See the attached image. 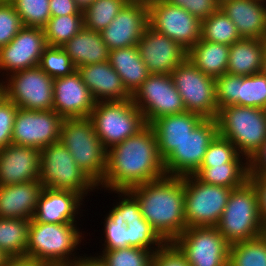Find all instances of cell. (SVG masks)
Wrapping results in <instances>:
<instances>
[{"label": "cell", "instance_id": "cell-1", "mask_svg": "<svg viewBox=\"0 0 266 266\" xmlns=\"http://www.w3.org/2000/svg\"><path fill=\"white\" fill-rule=\"evenodd\" d=\"M165 175L155 132L147 124L134 136L107 150L106 171L98 186L111 192L128 190Z\"/></svg>", "mask_w": 266, "mask_h": 266}, {"label": "cell", "instance_id": "cell-2", "mask_svg": "<svg viewBox=\"0 0 266 266\" xmlns=\"http://www.w3.org/2000/svg\"><path fill=\"white\" fill-rule=\"evenodd\" d=\"M128 191L137 199L143 218L165 242H173L187 228L184 176L165 175Z\"/></svg>", "mask_w": 266, "mask_h": 266}, {"label": "cell", "instance_id": "cell-3", "mask_svg": "<svg viewBox=\"0 0 266 266\" xmlns=\"http://www.w3.org/2000/svg\"><path fill=\"white\" fill-rule=\"evenodd\" d=\"M113 192L121 198L104 219L103 249L137 247L155 253L165 241L143 218L137 199L128 190Z\"/></svg>", "mask_w": 266, "mask_h": 266}, {"label": "cell", "instance_id": "cell-4", "mask_svg": "<svg viewBox=\"0 0 266 266\" xmlns=\"http://www.w3.org/2000/svg\"><path fill=\"white\" fill-rule=\"evenodd\" d=\"M59 141L68 149L79 168L98 187L106 171L107 150L96 135L90 118L64 119Z\"/></svg>", "mask_w": 266, "mask_h": 266}, {"label": "cell", "instance_id": "cell-5", "mask_svg": "<svg viewBox=\"0 0 266 266\" xmlns=\"http://www.w3.org/2000/svg\"><path fill=\"white\" fill-rule=\"evenodd\" d=\"M218 135L230 140L248 161L266 140V111L231 105L218 110Z\"/></svg>", "mask_w": 266, "mask_h": 266}, {"label": "cell", "instance_id": "cell-6", "mask_svg": "<svg viewBox=\"0 0 266 266\" xmlns=\"http://www.w3.org/2000/svg\"><path fill=\"white\" fill-rule=\"evenodd\" d=\"M82 235L77 223H39L32 218L26 256L47 264L73 263L79 258L75 250Z\"/></svg>", "mask_w": 266, "mask_h": 266}, {"label": "cell", "instance_id": "cell-7", "mask_svg": "<svg viewBox=\"0 0 266 266\" xmlns=\"http://www.w3.org/2000/svg\"><path fill=\"white\" fill-rule=\"evenodd\" d=\"M216 227L230 245L262 234L265 227L259 213L258 194L249 180L243 186L232 189Z\"/></svg>", "mask_w": 266, "mask_h": 266}, {"label": "cell", "instance_id": "cell-8", "mask_svg": "<svg viewBox=\"0 0 266 266\" xmlns=\"http://www.w3.org/2000/svg\"><path fill=\"white\" fill-rule=\"evenodd\" d=\"M89 118L106 150L134 136L147 125L131 99L98 101Z\"/></svg>", "mask_w": 266, "mask_h": 266}, {"label": "cell", "instance_id": "cell-9", "mask_svg": "<svg viewBox=\"0 0 266 266\" xmlns=\"http://www.w3.org/2000/svg\"><path fill=\"white\" fill-rule=\"evenodd\" d=\"M39 181L44 187L70 190L83 198L97 185L79 168L68 149L59 141L41 150Z\"/></svg>", "mask_w": 266, "mask_h": 266}, {"label": "cell", "instance_id": "cell-10", "mask_svg": "<svg viewBox=\"0 0 266 266\" xmlns=\"http://www.w3.org/2000/svg\"><path fill=\"white\" fill-rule=\"evenodd\" d=\"M232 189L201 182L195 175L184 176V218L187 227H216Z\"/></svg>", "mask_w": 266, "mask_h": 266}, {"label": "cell", "instance_id": "cell-11", "mask_svg": "<svg viewBox=\"0 0 266 266\" xmlns=\"http://www.w3.org/2000/svg\"><path fill=\"white\" fill-rule=\"evenodd\" d=\"M174 86L182 97L186 111L200 115L203 119H216L215 79L196 68L188 58L170 73Z\"/></svg>", "mask_w": 266, "mask_h": 266}, {"label": "cell", "instance_id": "cell-12", "mask_svg": "<svg viewBox=\"0 0 266 266\" xmlns=\"http://www.w3.org/2000/svg\"><path fill=\"white\" fill-rule=\"evenodd\" d=\"M131 100L142 112L148 125L162 116L186 112L170 74H150L131 96Z\"/></svg>", "mask_w": 266, "mask_h": 266}, {"label": "cell", "instance_id": "cell-13", "mask_svg": "<svg viewBox=\"0 0 266 266\" xmlns=\"http://www.w3.org/2000/svg\"><path fill=\"white\" fill-rule=\"evenodd\" d=\"M173 243L190 266H228L230 244L217 227H187Z\"/></svg>", "mask_w": 266, "mask_h": 266}, {"label": "cell", "instance_id": "cell-14", "mask_svg": "<svg viewBox=\"0 0 266 266\" xmlns=\"http://www.w3.org/2000/svg\"><path fill=\"white\" fill-rule=\"evenodd\" d=\"M4 80L5 96L18 108L52 110L53 78L39 66L14 72Z\"/></svg>", "mask_w": 266, "mask_h": 266}, {"label": "cell", "instance_id": "cell-15", "mask_svg": "<svg viewBox=\"0 0 266 266\" xmlns=\"http://www.w3.org/2000/svg\"><path fill=\"white\" fill-rule=\"evenodd\" d=\"M148 24L187 52L201 38V20L185 9L158 0L148 5Z\"/></svg>", "mask_w": 266, "mask_h": 266}, {"label": "cell", "instance_id": "cell-16", "mask_svg": "<svg viewBox=\"0 0 266 266\" xmlns=\"http://www.w3.org/2000/svg\"><path fill=\"white\" fill-rule=\"evenodd\" d=\"M218 135L216 119H203L163 160L167 176L194 174L201 166L209 144Z\"/></svg>", "mask_w": 266, "mask_h": 266}, {"label": "cell", "instance_id": "cell-17", "mask_svg": "<svg viewBox=\"0 0 266 266\" xmlns=\"http://www.w3.org/2000/svg\"><path fill=\"white\" fill-rule=\"evenodd\" d=\"M64 118L52 110L18 108L13 126L12 144L42 150L59 142Z\"/></svg>", "mask_w": 266, "mask_h": 266}, {"label": "cell", "instance_id": "cell-18", "mask_svg": "<svg viewBox=\"0 0 266 266\" xmlns=\"http://www.w3.org/2000/svg\"><path fill=\"white\" fill-rule=\"evenodd\" d=\"M218 109L231 105L266 109V75L249 76L228 73L215 79Z\"/></svg>", "mask_w": 266, "mask_h": 266}, {"label": "cell", "instance_id": "cell-19", "mask_svg": "<svg viewBox=\"0 0 266 266\" xmlns=\"http://www.w3.org/2000/svg\"><path fill=\"white\" fill-rule=\"evenodd\" d=\"M43 28L23 27L9 44L0 48V73H10L37 67L47 47ZM9 71V72H8Z\"/></svg>", "mask_w": 266, "mask_h": 266}, {"label": "cell", "instance_id": "cell-20", "mask_svg": "<svg viewBox=\"0 0 266 266\" xmlns=\"http://www.w3.org/2000/svg\"><path fill=\"white\" fill-rule=\"evenodd\" d=\"M136 47L150 74H170L187 58L184 48L149 25Z\"/></svg>", "mask_w": 266, "mask_h": 266}, {"label": "cell", "instance_id": "cell-21", "mask_svg": "<svg viewBox=\"0 0 266 266\" xmlns=\"http://www.w3.org/2000/svg\"><path fill=\"white\" fill-rule=\"evenodd\" d=\"M148 25V5L127 2L100 34L109 50L137 46Z\"/></svg>", "mask_w": 266, "mask_h": 266}, {"label": "cell", "instance_id": "cell-22", "mask_svg": "<svg viewBox=\"0 0 266 266\" xmlns=\"http://www.w3.org/2000/svg\"><path fill=\"white\" fill-rule=\"evenodd\" d=\"M95 104L96 101L77 70L53 79L52 109L64 119L89 117Z\"/></svg>", "mask_w": 266, "mask_h": 266}, {"label": "cell", "instance_id": "cell-23", "mask_svg": "<svg viewBox=\"0 0 266 266\" xmlns=\"http://www.w3.org/2000/svg\"><path fill=\"white\" fill-rule=\"evenodd\" d=\"M41 150L9 144L0 150V186L39 180Z\"/></svg>", "mask_w": 266, "mask_h": 266}, {"label": "cell", "instance_id": "cell-24", "mask_svg": "<svg viewBox=\"0 0 266 266\" xmlns=\"http://www.w3.org/2000/svg\"><path fill=\"white\" fill-rule=\"evenodd\" d=\"M83 199L79 193L70 190L44 187L33 218L39 223H77L76 218Z\"/></svg>", "mask_w": 266, "mask_h": 266}, {"label": "cell", "instance_id": "cell-25", "mask_svg": "<svg viewBox=\"0 0 266 266\" xmlns=\"http://www.w3.org/2000/svg\"><path fill=\"white\" fill-rule=\"evenodd\" d=\"M77 71L96 102L131 99V95L124 87L121 77L109 61L83 65L78 67Z\"/></svg>", "mask_w": 266, "mask_h": 266}, {"label": "cell", "instance_id": "cell-26", "mask_svg": "<svg viewBox=\"0 0 266 266\" xmlns=\"http://www.w3.org/2000/svg\"><path fill=\"white\" fill-rule=\"evenodd\" d=\"M43 188L39 180L0 186V218L31 220Z\"/></svg>", "mask_w": 266, "mask_h": 266}, {"label": "cell", "instance_id": "cell-27", "mask_svg": "<svg viewBox=\"0 0 266 266\" xmlns=\"http://www.w3.org/2000/svg\"><path fill=\"white\" fill-rule=\"evenodd\" d=\"M266 0H226L220 9L232 20L241 38L263 39Z\"/></svg>", "mask_w": 266, "mask_h": 266}, {"label": "cell", "instance_id": "cell-28", "mask_svg": "<svg viewBox=\"0 0 266 266\" xmlns=\"http://www.w3.org/2000/svg\"><path fill=\"white\" fill-rule=\"evenodd\" d=\"M202 120L200 115L188 111L154 120L150 126L156 135L160 157L164 160Z\"/></svg>", "mask_w": 266, "mask_h": 266}, {"label": "cell", "instance_id": "cell-29", "mask_svg": "<svg viewBox=\"0 0 266 266\" xmlns=\"http://www.w3.org/2000/svg\"><path fill=\"white\" fill-rule=\"evenodd\" d=\"M76 68L108 61L109 48L100 32L83 27L73 38L61 46Z\"/></svg>", "mask_w": 266, "mask_h": 266}, {"label": "cell", "instance_id": "cell-30", "mask_svg": "<svg viewBox=\"0 0 266 266\" xmlns=\"http://www.w3.org/2000/svg\"><path fill=\"white\" fill-rule=\"evenodd\" d=\"M108 61L131 96L150 75L136 46L110 50Z\"/></svg>", "mask_w": 266, "mask_h": 266}, {"label": "cell", "instance_id": "cell-31", "mask_svg": "<svg viewBox=\"0 0 266 266\" xmlns=\"http://www.w3.org/2000/svg\"><path fill=\"white\" fill-rule=\"evenodd\" d=\"M263 39L242 38L229 46L226 73L249 76L261 72L265 49Z\"/></svg>", "mask_w": 266, "mask_h": 266}, {"label": "cell", "instance_id": "cell-32", "mask_svg": "<svg viewBox=\"0 0 266 266\" xmlns=\"http://www.w3.org/2000/svg\"><path fill=\"white\" fill-rule=\"evenodd\" d=\"M187 58L204 74L216 79L226 73L229 59V46L199 40L187 52Z\"/></svg>", "mask_w": 266, "mask_h": 266}, {"label": "cell", "instance_id": "cell-33", "mask_svg": "<svg viewBox=\"0 0 266 266\" xmlns=\"http://www.w3.org/2000/svg\"><path fill=\"white\" fill-rule=\"evenodd\" d=\"M193 175L206 184L236 189L249 180V163L201 165Z\"/></svg>", "mask_w": 266, "mask_h": 266}, {"label": "cell", "instance_id": "cell-34", "mask_svg": "<svg viewBox=\"0 0 266 266\" xmlns=\"http://www.w3.org/2000/svg\"><path fill=\"white\" fill-rule=\"evenodd\" d=\"M31 220L0 218V249L10 257L26 256Z\"/></svg>", "mask_w": 266, "mask_h": 266}, {"label": "cell", "instance_id": "cell-35", "mask_svg": "<svg viewBox=\"0 0 266 266\" xmlns=\"http://www.w3.org/2000/svg\"><path fill=\"white\" fill-rule=\"evenodd\" d=\"M241 39L235 24L221 9L201 21L200 40L230 46Z\"/></svg>", "mask_w": 266, "mask_h": 266}, {"label": "cell", "instance_id": "cell-36", "mask_svg": "<svg viewBox=\"0 0 266 266\" xmlns=\"http://www.w3.org/2000/svg\"><path fill=\"white\" fill-rule=\"evenodd\" d=\"M228 266H266V241L264 238L260 235L230 245Z\"/></svg>", "mask_w": 266, "mask_h": 266}, {"label": "cell", "instance_id": "cell-37", "mask_svg": "<svg viewBox=\"0 0 266 266\" xmlns=\"http://www.w3.org/2000/svg\"><path fill=\"white\" fill-rule=\"evenodd\" d=\"M84 27L83 15L51 17L43 27L48 46L61 47Z\"/></svg>", "mask_w": 266, "mask_h": 266}, {"label": "cell", "instance_id": "cell-38", "mask_svg": "<svg viewBox=\"0 0 266 266\" xmlns=\"http://www.w3.org/2000/svg\"><path fill=\"white\" fill-rule=\"evenodd\" d=\"M128 0H95L83 11L84 27L101 32L117 16Z\"/></svg>", "mask_w": 266, "mask_h": 266}, {"label": "cell", "instance_id": "cell-39", "mask_svg": "<svg viewBox=\"0 0 266 266\" xmlns=\"http://www.w3.org/2000/svg\"><path fill=\"white\" fill-rule=\"evenodd\" d=\"M99 255L107 266H152L154 252L137 247L103 250Z\"/></svg>", "mask_w": 266, "mask_h": 266}, {"label": "cell", "instance_id": "cell-40", "mask_svg": "<svg viewBox=\"0 0 266 266\" xmlns=\"http://www.w3.org/2000/svg\"><path fill=\"white\" fill-rule=\"evenodd\" d=\"M50 0H11L10 3L21 18L25 27L43 28L49 19Z\"/></svg>", "mask_w": 266, "mask_h": 266}, {"label": "cell", "instance_id": "cell-41", "mask_svg": "<svg viewBox=\"0 0 266 266\" xmlns=\"http://www.w3.org/2000/svg\"><path fill=\"white\" fill-rule=\"evenodd\" d=\"M38 66L53 79L70 75L77 70L70 56L58 46H47Z\"/></svg>", "mask_w": 266, "mask_h": 266}, {"label": "cell", "instance_id": "cell-42", "mask_svg": "<svg viewBox=\"0 0 266 266\" xmlns=\"http://www.w3.org/2000/svg\"><path fill=\"white\" fill-rule=\"evenodd\" d=\"M237 151L236 146L220 135L209 144L201 165H222L225 163H248ZM244 161H243V160Z\"/></svg>", "mask_w": 266, "mask_h": 266}, {"label": "cell", "instance_id": "cell-43", "mask_svg": "<svg viewBox=\"0 0 266 266\" xmlns=\"http://www.w3.org/2000/svg\"><path fill=\"white\" fill-rule=\"evenodd\" d=\"M23 27L12 4L0 2V48L9 44Z\"/></svg>", "mask_w": 266, "mask_h": 266}, {"label": "cell", "instance_id": "cell-44", "mask_svg": "<svg viewBox=\"0 0 266 266\" xmlns=\"http://www.w3.org/2000/svg\"><path fill=\"white\" fill-rule=\"evenodd\" d=\"M18 107L6 96L0 101V150L12 144L13 126Z\"/></svg>", "mask_w": 266, "mask_h": 266}, {"label": "cell", "instance_id": "cell-45", "mask_svg": "<svg viewBox=\"0 0 266 266\" xmlns=\"http://www.w3.org/2000/svg\"><path fill=\"white\" fill-rule=\"evenodd\" d=\"M171 5L181 7L201 21L220 9L217 0H164Z\"/></svg>", "mask_w": 266, "mask_h": 266}, {"label": "cell", "instance_id": "cell-46", "mask_svg": "<svg viewBox=\"0 0 266 266\" xmlns=\"http://www.w3.org/2000/svg\"><path fill=\"white\" fill-rule=\"evenodd\" d=\"M152 266H190L173 242H165L153 255Z\"/></svg>", "mask_w": 266, "mask_h": 266}, {"label": "cell", "instance_id": "cell-47", "mask_svg": "<svg viewBox=\"0 0 266 266\" xmlns=\"http://www.w3.org/2000/svg\"><path fill=\"white\" fill-rule=\"evenodd\" d=\"M51 17L65 15H83L74 0H50L49 1Z\"/></svg>", "mask_w": 266, "mask_h": 266}, {"label": "cell", "instance_id": "cell-48", "mask_svg": "<svg viewBox=\"0 0 266 266\" xmlns=\"http://www.w3.org/2000/svg\"><path fill=\"white\" fill-rule=\"evenodd\" d=\"M249 181L257 190L259 213L262 223L266 228V175H249Z\"/></svg>", "mask_w": 266, "mask_h": 266}, {"label": "cell", "instance_id": "cell-49", "mask_svg": "<svg viewBox=\"0 0 266 266\" xmlns=\"http://www.w3.org/2000/svg\"><path fill=\"white\" fill-rule=\"evenodd\" d=\"M248 163L249 175H266V140Z\"/></svg>", "mask_w": 266, "mask_h": 266}, {"label": "cell", "instance_id": "cell-50", "mask_svg": "<svg viewBox=\"0 0 266 266\" xmlns=\"http://www.w3.org/2000/svg\"><path fill=\"white\" fill-rule=\"evenodd\" d=\"M47 263L27 256L10 257L5 266H45Z\"/></svg>", "mask_w": 266, "mask_h": 266}, {"label": "cell", "instance_id": "cell-51", "mask_svg": "<svg viewBox=\"0 0 266 266\" xmlns=\"http://www.w3.org/2000/svg\"><path fill=\"white\" fill-rule=\"evenodd\" d=\"M74 266H107L100 256H79L74 262Z\"/></svg>", "mask_w": 266, "mask_h": 266}, {"label": "cell", "instance_id": "cell-52", "mask_svg": "<svg viewBox=\"0 0 266 266\" xmlns=\"http://www.w3.org/2000/svg\"><path fill=\"white\" fill-rule=\"evenodd\" d=\"M94 1L95 0H74L81 11H84L86 8H88Z\"/></svg>", "mask_w": 266, "mask_h": 266}, {"label": "cell", "instance_id": "cell-53", "mask_svg": "<svg viewBox=\"0 0 266 266\" xmlns=\"http://www.w3.org/2000/svg\"><path fill=\"white\" fill-rule=\"evenodd\" d=\"M9 257L0 249V266H5Z\"/></svg>", "mask_w": 266, "mask_h": 266}, {"label": "cell", "instance_id": "cell-54", "mask_svg": "<svg viewBox=\"0 0 266 266\" xmlns=\"http://www.w3.org/2000/svg\"><path fill=\"white\" fill-rule=\"evenodd\" d=\"M1 81H0V101L5 97V83L3 80Z\"/></svg>", "mask_w": 266, "mask_h": 266}, {"label": "cell", "instance_id": "cell-55", "mask_svg": "<svg viewBox=\"0 0 266 266\" xmlns=\"http://www.w3.org/2000/svg\"><path fill=\"white\" fill-rule=\"evenodd\" d=\"M158 0H128V2H135V3H143L149 5L153 2H157Z\"/></svg>", "mask_w": 266, "mask_h": 266}, {"label": "cell", "instance_id": "cell-56", "mask_svg": "<svg viewBox=\"0 0 266 266\" xmlns=\"http://www.w3.org/2000/svg\"><path fill=\"white\" fill-rule=\"evenodd\" d=\"M261 72L266 75V46L264 49V54H263V61H262V69Z\"/></svg>", "mask_w": 266, "mask_h": 266}, {"label": "cell", "instance_id": "cell-57", "mask_svg": "<svg viewBox=\"0 0 266 266\" xmlns=\"http://www.w3.org/2000/svg\"><path fill=\"white\" fill-rule=\"evenodd\" d=\"M45 266H74V263H55V264H46Z\"/></svg>", "mask_w": 266, "mask_h": 266}, {"label": "cell", "instance_id": "cell-58", "mask_svg": "<svg viewBox=\"0 0 266 266\" xmlns=\"http://www.w3.org/2000/svg\"><path fill=\"white\" fill-rule=\"evenodd\" d=\"M261 236L264 238V240L266 241V228L263 230Z\"/></svg>", "mask_w": 266, "mask_h": 266}, {"label": "cell", "instance_id": "cell-59", "mask_svg": "<svg viewBox=\"0 0 266 266\" xmlns=\"http://www.w3.org/2000/svg\"><path fill=\"white\" fill-rule=\"evenodd\" d=\"M263 42H264V44L266 45V30H265V34H264V36H263Z\"/></svg>", "mask_w": 266, "mask_h": 266}, {"label": "cell", "instance_id": "cell-60", "mask_svg": "<svg viewBox=\"0 0 266 266\" xmlns=\"http://www.w3.org/2000/svg\"><path fill=\"white\" fill-rule=\"evenodd\" d=\"M11 0H0V2H10Z\"/></svg>", "mask_w": 266, "mask_h": 266}, {"label": "cell", "instance_id": "cell-61", "mask_svg": "<svg viewBox=\"0 0 266 266\" xmlns=\"http://www.w3.org/2000/svg\"><path fill=\"white\" fill-rule=\"evenodd\" d=\"M220 4L222 3V2H224V1H226V0H217Z\"/></svg>", "mask_w": 266, "mask_h": 266}]
</instances>
